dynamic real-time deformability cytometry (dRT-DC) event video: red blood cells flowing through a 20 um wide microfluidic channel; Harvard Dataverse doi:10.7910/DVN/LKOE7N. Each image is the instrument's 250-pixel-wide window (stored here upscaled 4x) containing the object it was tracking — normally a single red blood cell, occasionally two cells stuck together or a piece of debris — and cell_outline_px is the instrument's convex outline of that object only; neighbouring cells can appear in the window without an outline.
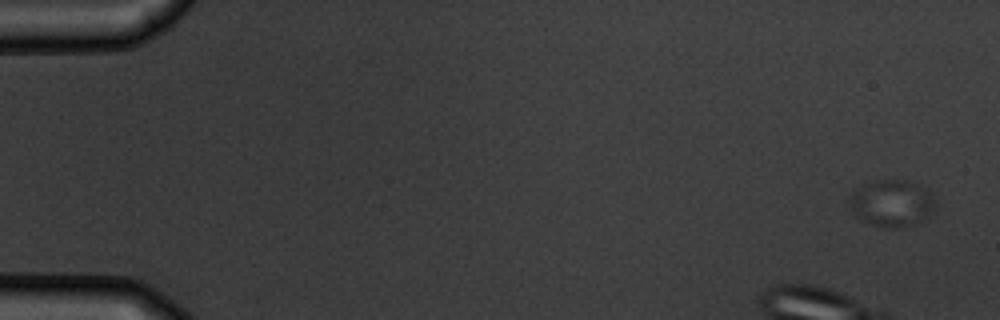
{"species": "common noctule bat (a hibernating species)", "species_latin": "Nyctalus noctula", "temperature_condition": "warm", "stored_images_in_passage": 7, "camera_frame_rate_fps": 3000, "um_per_image_px": 0.085, "animal": {"sex": "male", "body_mass_g": 19.5, "forearm_length_mm": 54.6}, "frame": {"image": 1, "passage_image": 1, "time_ms": 0.0, "image_size_px": [1000, 320], "cell_outline_px": [[936, 204], [928, 216], [904, 228], [892, 228], [872, 224], [852, 216], [848, 200], [848, 196], [852, 188], [860, 184], [876, 180], [904, 180], [928, 188], [932, 192], [936, 200]], "centroid_in_image_um": [75.74, 17.24], "position_along_channel_um": 9.3, "area_um2": 24.04}}